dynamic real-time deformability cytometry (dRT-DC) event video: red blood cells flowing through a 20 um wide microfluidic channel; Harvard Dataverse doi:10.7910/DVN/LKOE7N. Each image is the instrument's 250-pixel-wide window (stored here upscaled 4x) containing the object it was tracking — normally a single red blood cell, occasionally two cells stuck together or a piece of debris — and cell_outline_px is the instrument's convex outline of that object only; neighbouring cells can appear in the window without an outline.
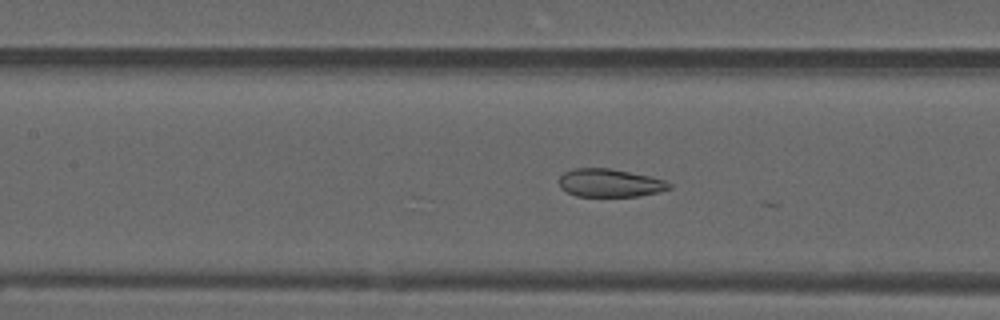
{"species": "common noctule bat (a hibernating species)", "species_latin": "Nyctalus noctula", "temperature_condition": "warm", "stored_images_in_passage": 24, "camera_frame_rate_fps": 3000, "um_per_image_px": 0.085, "animal": {"sex": "male", "forearm_length_mm": 52.5}, "frame": {"image": 1, "passage_image": 20, "time_ms": 6.333, "image_size_px": [1000, 320], "cell_outline_px": [[672, 188], [660, 192], [636, 196], [576, 196], [560, 188], [560, 176], [564, 172], [572, 168], [608, 168], [648, 176], [664, 180], [672, 184]], "centroid_in_image_um": [51.83, 15.55], "position_along_channel_um": 155.6, "area_um2": 17.92}}
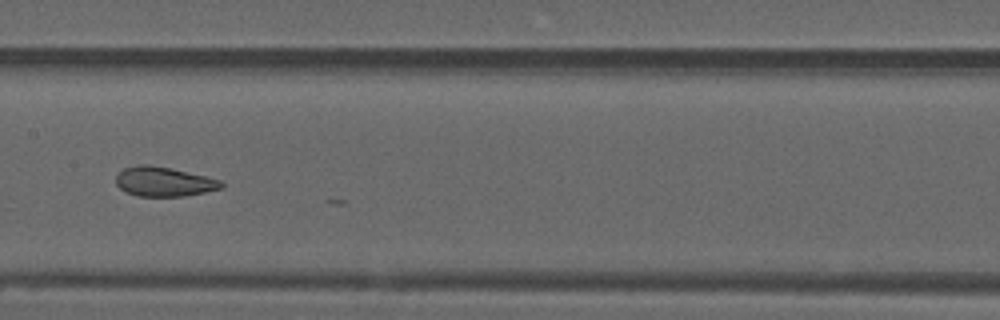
{"frame": {"image": 2, "passage_image": 23, "time_ms": 7.333, "image_size_px": [1000, 320], "cell_outline_px": [[224, 188], [184, 196], [136, 196], [124, 192], [116, 184], [116, 176], [124, 168], [140, 164], [148, 164], [168, 168], [204, 176], [220, 180], [224, 184]], "centroid_in_image_um": [13.9, 15.45], "position_along_channel_um": 193.5, "area_um2": 17.98}}